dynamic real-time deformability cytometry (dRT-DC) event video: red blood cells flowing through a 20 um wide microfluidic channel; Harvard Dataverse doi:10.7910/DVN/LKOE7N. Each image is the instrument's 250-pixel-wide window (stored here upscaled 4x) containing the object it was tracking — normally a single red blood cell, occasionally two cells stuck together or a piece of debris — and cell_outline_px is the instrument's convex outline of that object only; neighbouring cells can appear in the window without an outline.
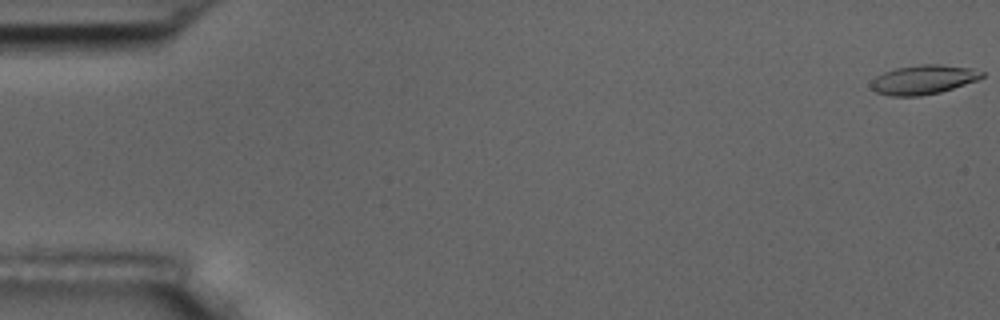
{"species": "common noctule bat (a hibernating species)", "species_latin": "Nyctalus noctula", "temperature_condition": "room temperature", "stored_images_in_passage": 6, "camera_frame_rate_fps": 3000, "um_per_image_px": 0.085, "animal": {"sex": "male", "body_mass_g": 17.5, "forearm_length_mm": 52.3}, "frame": {"image": 1, "passage_image": 1, "time_ms": 0.0, "image_size_px": [1000, 320], "cell_outline_px": [[984, 76], [976, 80], [940, 92], [920, 96], [888, 96], [876, 92], [872, 88], [872, 80], [876, 76], [884, 72], [896, 68], [920, 64], [940, 64], [972, 68], [984, 72]], "centroid_in_image_um": [78.48, 6.76], "position_along_channel_um": 6.5, "area_um2": 18.79}}